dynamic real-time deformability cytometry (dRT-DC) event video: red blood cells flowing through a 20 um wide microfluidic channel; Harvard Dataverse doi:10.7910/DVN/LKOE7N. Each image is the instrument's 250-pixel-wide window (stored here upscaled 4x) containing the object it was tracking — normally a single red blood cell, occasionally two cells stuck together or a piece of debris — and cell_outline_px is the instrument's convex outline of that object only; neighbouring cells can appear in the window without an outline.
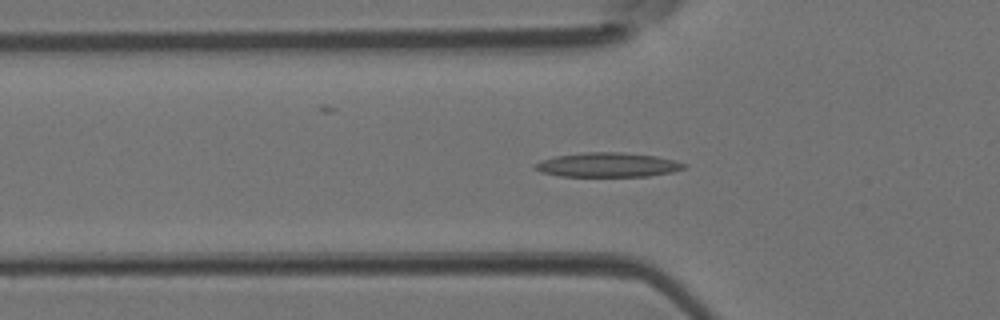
{"species": "Egyptian fruit bat (a non-hibernating species)", "species_latin": "Rousettus aegyptiacus", "temperature_condition": "room temperature", "stored_images_in_passage": 46, "camera_frame_rate_fps": 3000, "um_per_image_px": 0.085, "animal": {"sex": "female"}, "frame": {"image": 1, "passage_image": 15, "time_ms": 4.667, "image_size_px": [1000, 320], "cell_outline_px": [[688, 164], [684, 168], [672, 172], [648, 176], [560, 176], [540, 172], [532, 168], [532, 164], [540, 160], [556, 156], [584, 152], [620, 152], [656, 156]], "centroid_in_image_um": [51.59, 14.01], "position_along_channel_um": 74.2, "area_um2": 21.21}}
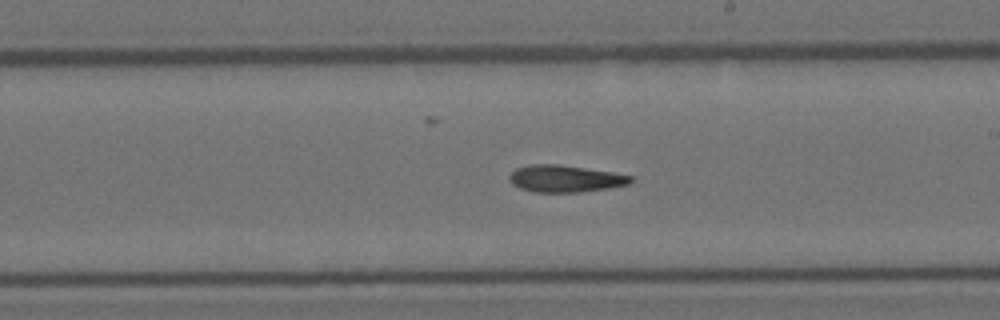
{"frame": {"image": 2, "passage_image": 26, "time_ms": 8.333, "image_size_px": [1000, 320], "cell_outline_px": [[636, 180], [628, 184], [608, 188], [580, 192], [532, 192], [520, 188], [512, 184], [508, 180], [508, 176], [516, 168], [528, 164], [556, 164], [612, 172], [632, 176]], "centroid_in_image_um": [48.01, 15.19], "position_along_channel_um": 241.0, "area_um2": 19.13}}
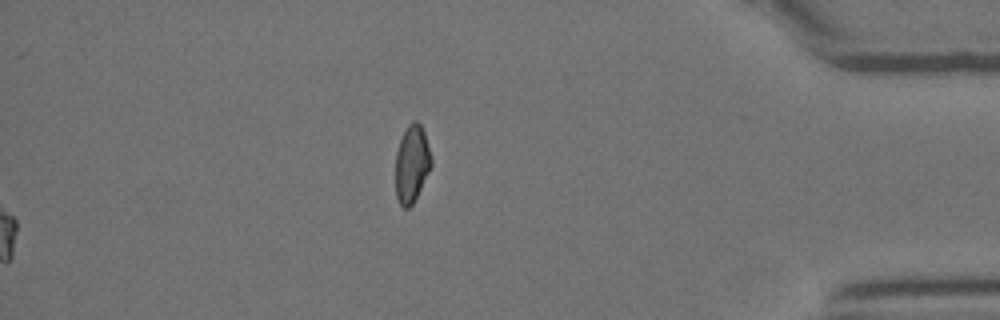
{"frame": {"image": 3, "passage_image": 46, "time_ms": 15.0, "image_size_px": [1000, 320], "cell_outline_px": [[432, 164], [412, 204], [408, 208], [404, 208], [400, 204], [396, 196], [396, 152], [400, 140], [408, 124], [412, 120], [416, 120], [420, 124], [424, 132], [432, 160]], "centroid_in_image_um": [34.99, 13.9], "position_along_channel_um": 400.2, "area_um2": 15.78}}